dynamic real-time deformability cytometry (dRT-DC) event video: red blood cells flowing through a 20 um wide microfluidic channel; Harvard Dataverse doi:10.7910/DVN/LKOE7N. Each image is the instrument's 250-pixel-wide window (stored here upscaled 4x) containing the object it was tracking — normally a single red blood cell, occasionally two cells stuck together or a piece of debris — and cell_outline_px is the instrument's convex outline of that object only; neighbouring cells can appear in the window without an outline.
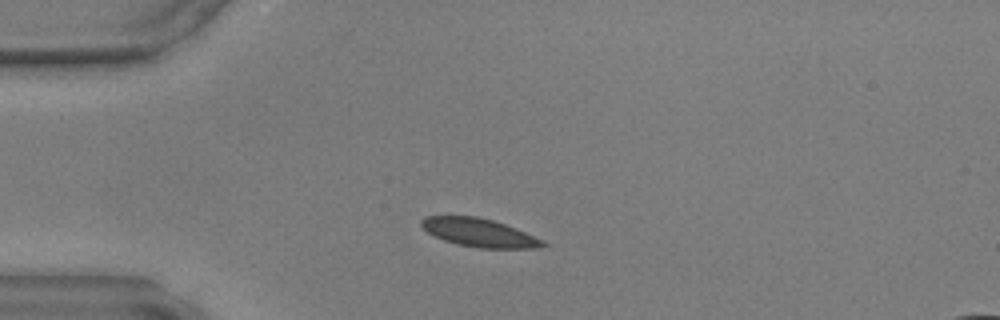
{"species": "common noctule bat (a hibernating species)", "species_latin": "Nyctalus noctula", "temperature_condition": "warm", "stored_images_in_passage": 43, "camera_frame_rate_fps": 3000, "um_per_image_px": 0.085, "animal": {"sex": "male", "body_mass_g": 17.9, "forearm_length_mm": 54.2}, "frame": {"image": 1, "passage_image": 7, "time_ms": 2.0, "image_size_px": [1000, 320], "cell_outline_px": [[548, 244], [540, 248], [480, 248], [456, 244], [444, 240], [428, 232], [420, 224], [420, 220], [424, 216], [476, 216], [492, 220], [516, 228], [544, 240]], "centroid_in_image_um": [40.75, 19.78], "position_along_channel_um": 44.3, "area_um2": 20.0}}
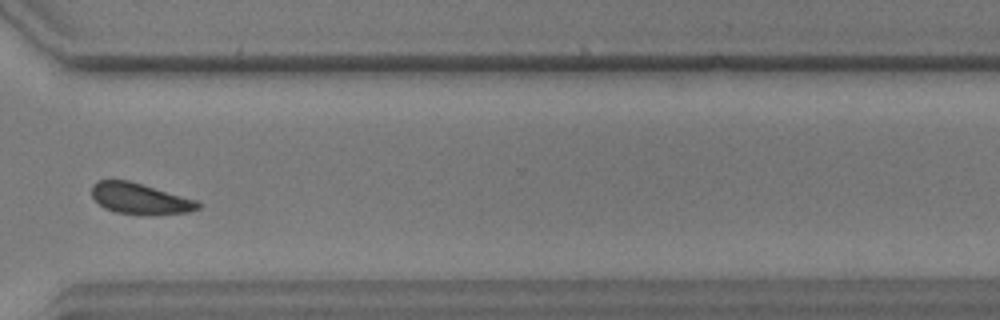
{"frame": {"image": 2, "passage_image": 31, "time_ms": 10.0, "image_size_px": [1000, 320], "cell_outline_px": [[200, 208], [188, 212], [152, 216], [144, 216], [116, 212], [104, 208], [92, 196], [92, 184], [96, 180], [128, 180], [200, 200]], "centroid_in_image_um": [11.95, 16.9], "position_along_channel_um": 358.7, "area_um2": 19.65}}
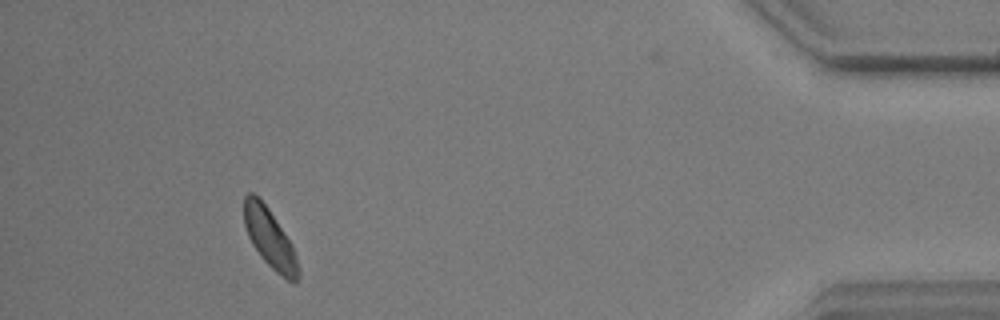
{"frame": {"image": 3, "passage_image": 39, "time_ms": 12.667, "image_size_px": [1000, 320], "cell_outline_px": [[300, 276], [296, 280], [288, 280], [276, 272], [260, 256], [252, 244], [248, 236], [244, 224], [244, 196], [248, 192], [252, 192], [268, 208], [292, 244], [300, 268]], "centroid_in_image_um": [22.93, 20.26], "position_along_channel_um": 412.3, "area_um2": 18.44}}